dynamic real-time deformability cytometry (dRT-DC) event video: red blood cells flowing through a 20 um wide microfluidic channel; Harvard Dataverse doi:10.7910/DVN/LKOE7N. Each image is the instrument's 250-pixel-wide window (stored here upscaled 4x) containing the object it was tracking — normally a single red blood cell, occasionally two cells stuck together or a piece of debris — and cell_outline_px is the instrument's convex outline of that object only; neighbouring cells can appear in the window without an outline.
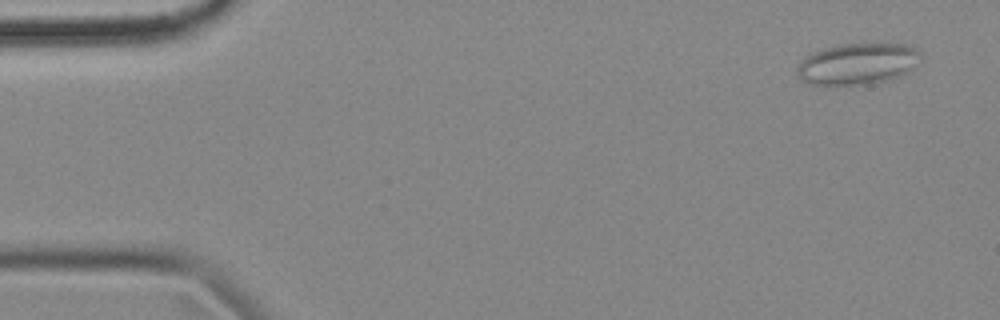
{"species": "common noctule bat (a hibernating species)", "species_latin": "Nyctalus noctula", "temperature_condition": "cold", "stored_images_in_passage": 4, "camera_frame_rate_fps": 3000, "um_per_image_px": 0.085, "animal": {"sex": "female", "body_mass_g": 18.4}, "frame": {"image": 1, "passage_image": 1, "time_ms": 0.0, "image_size_px": [1000, 320], "cell_outline_px": [[924, 60], [900, 76], [868, 84], [808, 84], [800, 80], [796, 76], [796, 68], [812, 52], [824, 48], [840, 44], [904, 44], [916, 48], [924, 56]], "centroid_in_image_um": [72.93, 5.42], "position_along_channel_um": 12.1, "area_um2": 29.77}}